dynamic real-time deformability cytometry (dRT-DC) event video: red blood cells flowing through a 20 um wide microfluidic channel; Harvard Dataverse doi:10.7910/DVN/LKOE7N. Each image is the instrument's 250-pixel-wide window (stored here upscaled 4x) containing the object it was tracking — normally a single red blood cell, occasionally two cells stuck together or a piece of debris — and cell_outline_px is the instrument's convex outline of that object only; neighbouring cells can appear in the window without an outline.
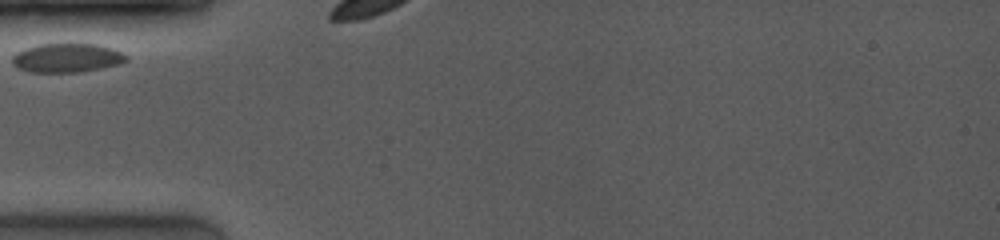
{"species": "common noctule bat (a hibernating species)", "species_latin": "Nyctalus noctula", "temperature_condition": "room temperature", "stored_images_in_passage": 2, "camera_frame_rate_fps": 4000, "um_per_image_px": 0.085, "animal": {"sex": "female", "body_mass_g": 19.0, "forearm_length_mm": 53.3}, "frame": {"image": 1, "passage_image": 1, "time_ms": 0.0, "image_size_px": [1000, 240], "cell_outline_px": [[128, 60], [120, 64], [80, 72], [28, 72], [12, 64], [12, 56], [16, 52], [24, 48], [36, 44], [96, 44], [112, 48], [128, 56]], "centroid_in_image_um": [5.67, 4.92], "position_along_channel_um": 79.3, "area_um2": 19.31}}